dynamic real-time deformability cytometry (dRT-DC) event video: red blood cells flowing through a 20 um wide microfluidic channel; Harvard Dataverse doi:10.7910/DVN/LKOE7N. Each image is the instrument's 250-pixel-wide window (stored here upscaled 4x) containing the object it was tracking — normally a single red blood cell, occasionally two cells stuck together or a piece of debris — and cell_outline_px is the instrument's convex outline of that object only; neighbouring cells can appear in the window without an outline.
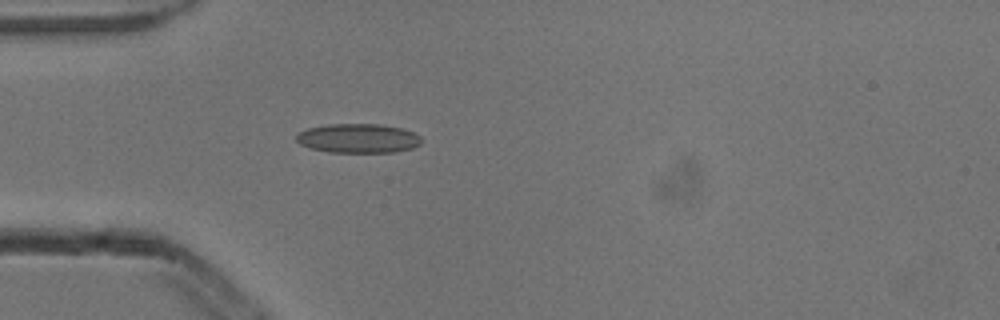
{"species": "common noctule bat (a hibernating species)", "species_latin": "Nyctalus noctula", "temperature_condition": "cold", "stored_images_in_passage": 2, "camera_frame_rate_fps": 3000, "um_per_image_px": 0.085, "animal": {"sex": "male", "body_mass_g": 13.3}, "frame": {"image": 1, "passage_image": 2, "time_ms": 0.333, "image_size_px": [1000, 320], "cell_outline_px": [[424, 140], [420, 144], [412, 148], [396, 152], [328, 152], [312, 148], [300, 144], [296, 140], [296, 136], [300, 132], [308, 128], [328, 124], [380, 124], [400, 128], [412, 132], [420, 136]], "centroid_in_image_um": [30.47, 11.76], "position_along_channel_um": 54.5, "area_um2": 21.27}}